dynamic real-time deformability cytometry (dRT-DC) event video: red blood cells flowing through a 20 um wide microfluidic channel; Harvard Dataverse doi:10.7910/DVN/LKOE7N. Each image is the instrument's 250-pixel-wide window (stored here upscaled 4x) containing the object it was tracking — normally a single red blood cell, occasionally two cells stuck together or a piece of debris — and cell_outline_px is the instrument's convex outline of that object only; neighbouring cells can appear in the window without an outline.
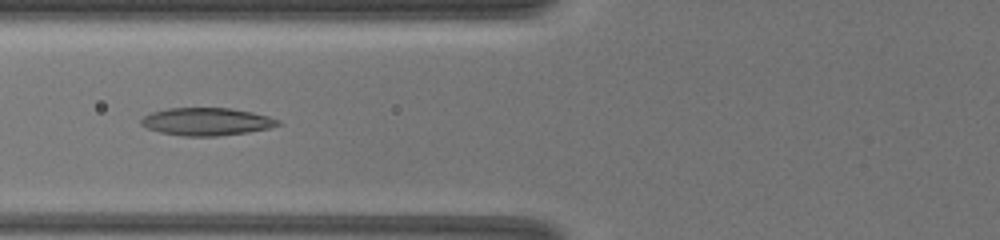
{"species": "common noctule bat (a hibernating species)", "species_latin": "Nyctalus noctula", "temperature_condition": "warm", "stored_images_in_passage": 21, "camera_frame_rate_fps": 3000, "um_per_image_px": 0.085, "animal": {"sex": "female", "body_mass_g": 19.5, "forearm_length_mm": 54.1}, "frame": {"image": 1, "passage_image": 5, "time_ms": 3.0, "image_size_px": [1000, 240], "cell_outline_px": [[284, 124], [268, 128], [248, 132], [216, 136], [184, 136], [160, 132], [148, 128], [140, 124], [140, 120], [144, 116], [152, 112], [168, 108], [232, 108], [252, 112], [268, 116], [280, 120]], "centroid_in_image_um": [17.59, 10.33], "position_along_channel_um": 108.2, "area_um2": 22.08}}
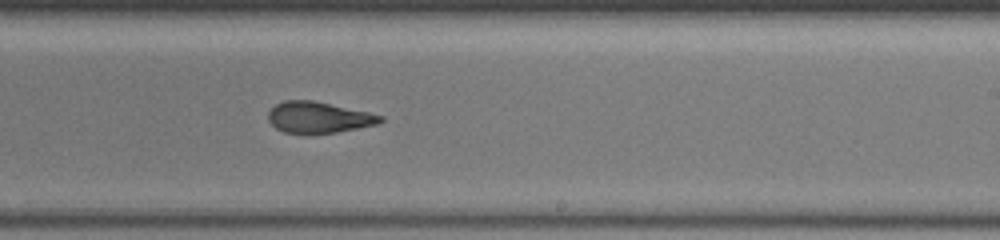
{"frame": {"image": 2, "passage_image": 11, "time_ms": 6.667, "image_size_px": [1000, 240], "cell_outline_px": [[384, 120], [376, 124], [336, 132], [284, 132], [276, 128], [268, 120], [268, 112], [276, 104], [284, 100], [312, 100], [368, 112], [384, 116]], "centroid_in_image_um": [27.07, 9.95], "position_along_channel_um": 261.9, "area_um2": 19.88}}
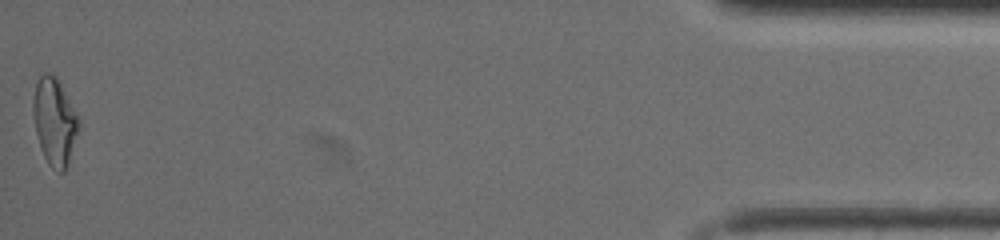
{"frame": {"image": 3, "passage_image": 21, "time_ms": 12.667, "image_size_px": [1000, 240], "cell_outline_px": [[80, 124], [68, 164], [64, 172], [60, 172], [52, 168], [48, 164], [44, 156], [36, 132], [32, 112], [32, 96], [36, 84], [40, 76], [44, 72], [48, 72], [56, 76], [80, 120]], "centroid_in_image_um": [4.62, 10.31], "position_along_channel_um": 430.6, "area_um2": 23.0}, "authors_computed_cell_mechanics": {"area_um2": 21.1548, "velocity_mm_per_s": 4.19, "shape_relaxation_time_tau1_ms": 8.1769, "shape_relaxation_time_tau2_ms": 1.5353, "deformation_change_tau1": 0.2466, "deformation_change_tau2": 0.087}}